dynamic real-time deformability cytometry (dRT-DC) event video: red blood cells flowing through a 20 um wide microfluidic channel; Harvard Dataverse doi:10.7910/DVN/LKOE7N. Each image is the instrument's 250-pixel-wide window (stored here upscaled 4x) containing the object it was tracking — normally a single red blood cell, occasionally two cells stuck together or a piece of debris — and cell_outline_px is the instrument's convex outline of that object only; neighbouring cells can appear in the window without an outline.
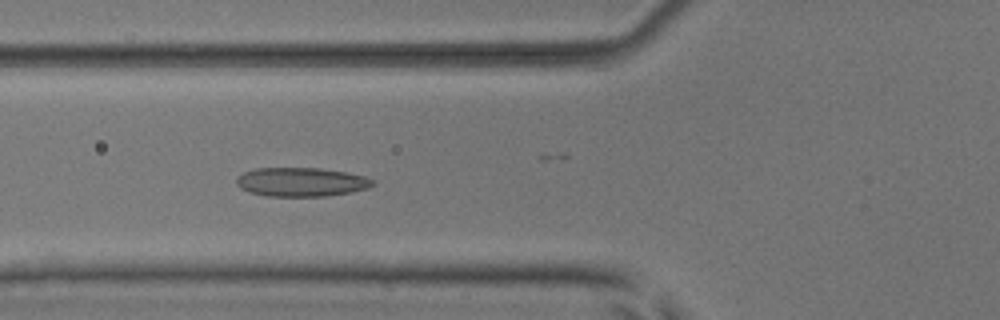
{"species": "common noctule bat (a hibernating species)", "species_latin": "Nyctalus noctula", "temperature_condition": "room temperature", "stored_images_in_passage": 52, "camera_frame_rate_fps": 3000, "um_per_image_px": 0.085, "animal": {"sex": "male", "body_mass_g": 17.9, "forearm_length_mm": 54.2}, "frame": {"image": 1, "passage_image": 19, "time_ms": 6.0, "image_size_px": [1000, 320], "cell_outline_px": [[376, 184], [368, 188], [352, 192], [324, 196], [268, 196], [252, 192], [240, 188], [236, 184], [236, 176], [244, 172], [256, 168], [320, 168], [348, 172], [364, 176], [376, 180]], "centroid_in_image_um": [25.64, 15.46], "position_along_channel_um": 100.2, "area_um2": 23.12}}
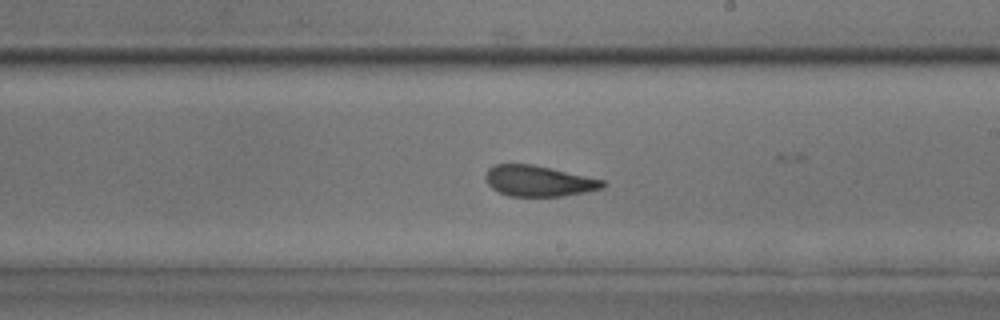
{"frame": {"image": 2, "passage_image": 30, "time_ms": 9.667, "image_size_px": [1000, 320], "cell_outline_px": [[604, 184], [600, 188], [584, 192], [564, 196], [508, 196], [492, 188], [488, 184], [484, 176], [488, 168], [492, 164], [532, 164], [604, 180]], "centroid_in_image_um": [45.71, 15.38], "position_along_channel_um": 243.3, "area_um2": 20.81}}
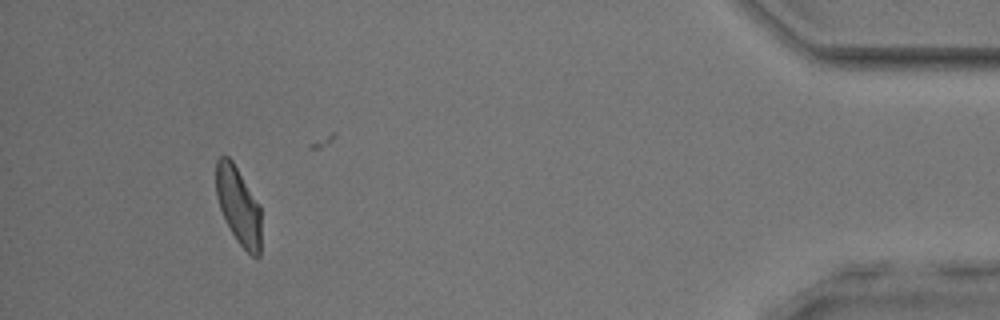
{"frame": {"image": 3, "passage_image": 48, "time_ms": 15.667, "image_size_px": [1000, 320], "cell_outline_px": [[260, 256], [252, 256], [236, 240], [220, 208], [216, 196], [216, 160], [220, 156], [228, 156], [232, 160], [260, 204]], "centroid_in_image_um": [20.27, 17.45], "position_along_channel_um": 414.9, "area_um2": 20.23}, "authors_computed_cell_mechanics": {"area_um2": 21.7617, "velocity_mm_per_s": 3.9194, "shape_relaxation_time_tau1_ms": 6.0484, "shape_relaxation_time_tau2_ms": 1.3409, "deformation_change_tau1": 0.1464, "deformation_change_tau2": 0.072}}